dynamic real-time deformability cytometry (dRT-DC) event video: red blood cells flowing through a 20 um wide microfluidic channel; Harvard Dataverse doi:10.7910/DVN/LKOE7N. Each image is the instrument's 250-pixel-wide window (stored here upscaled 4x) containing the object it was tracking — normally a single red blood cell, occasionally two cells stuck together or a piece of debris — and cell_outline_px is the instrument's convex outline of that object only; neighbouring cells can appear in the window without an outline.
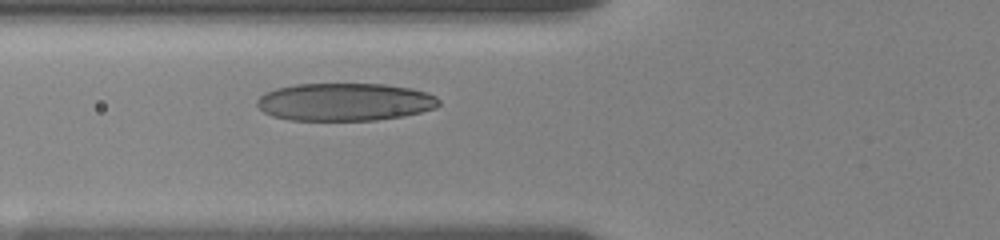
{"species": "human", "species_latin": "Homo sapiens", "temperature_condition": "room temperature", "stored_images_in_passage": 6, "camera_frame_rate_fps": 3000, "um_per_image_px": 0.085, "donor": {"sex": "female"}, "frame": {"image": 1, "passage_image": 6, "time_ms": 3.667, "image_size_px": [1000, 240], "cell_outline_px": [[440, 104], [436, 108], [420, 112], [400, 116], [376, 120], [292, 120], [272, 116], [264, 112], [256, 104], [256, 100], [260, 96], [276, 88], [296, 84], [384, 84], [412, 88], [428, 92], [436, 96], [440, 100]], "centroid_in_image_um": [29.33, 8.66], "position_along_channel_um": 96.5, "area_um2": 40.06}}